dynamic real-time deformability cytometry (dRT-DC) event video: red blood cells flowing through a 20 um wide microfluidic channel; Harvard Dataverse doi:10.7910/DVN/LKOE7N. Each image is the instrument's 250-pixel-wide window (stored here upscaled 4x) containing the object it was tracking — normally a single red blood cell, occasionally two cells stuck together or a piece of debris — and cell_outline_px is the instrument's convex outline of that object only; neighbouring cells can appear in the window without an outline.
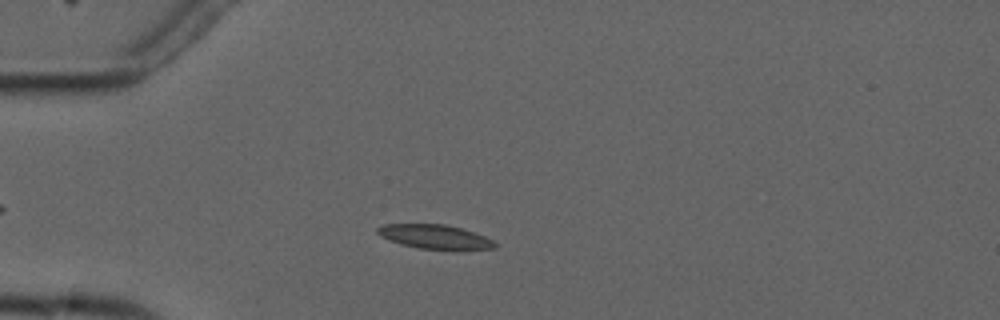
{"species": "common noctule bat (a hibernating species)", "species_latin": "Nyctalus noctula", "temperature_condition": "cold", "stored_images_in_passage": 3, "camera_frame_rate_fps": 3000, "um_per_image_px": 0.085, "animal": {"sex": "male", "forearm_length_mm": 52.5}, "frame": {"image": 1, "passage_image": 3, "time_ms": 2.0, "image_size_px": [1000, 320], "cell_outline_px": [[500, 244], [496, 248], [420, 248], [400, 244], [388, 240], [380, 236], [376, 232], [376, 228], [384, 224], [444, 224], [460, 228], [484, 236]], "centroid_in_image_um": [36.89, 20.1], "position_along_channel_um": 48.1, "area_um2": 16.07}}